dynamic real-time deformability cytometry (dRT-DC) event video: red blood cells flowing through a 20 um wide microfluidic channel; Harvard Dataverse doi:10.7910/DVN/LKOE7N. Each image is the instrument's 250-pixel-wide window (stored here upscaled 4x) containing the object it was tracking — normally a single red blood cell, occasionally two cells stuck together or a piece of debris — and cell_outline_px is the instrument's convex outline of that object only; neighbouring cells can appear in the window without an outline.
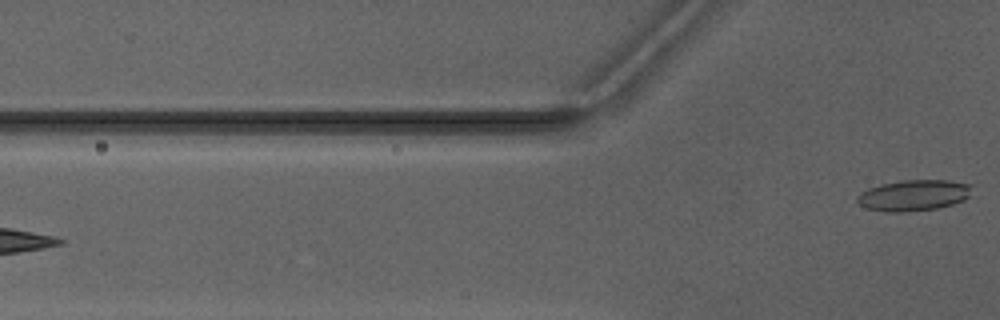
{"species": "Egyptian fruit bat (a non-hibernating species)", "species_latin": "Rousettus aegyptiacus", "temperature_condition": "warm", "stored_images_in_passage": 4, "camera_frame_rate_fps": 3000, "um_per_image_px": 0.085, "animal": {"sex": "male"}, "frame": {"image": 1, "passage_image": 4, "time_ms": 4.667, "image_size_px": [1000, 320], "cell_outline_px": [[972, 184], [968, 196], [964, 200], [952, 204], [936, 208], [904, 212], [888, 212], [868, 208], [860, 204], [856, 200], [856, 196], [860, 192], [868, 188], [880, 184], [900, 180], [948, 180]], "centroid_in_image_um": [77.63, 16.59], "position_along_channel_um": 48.2, "area_um2": 20.69}}